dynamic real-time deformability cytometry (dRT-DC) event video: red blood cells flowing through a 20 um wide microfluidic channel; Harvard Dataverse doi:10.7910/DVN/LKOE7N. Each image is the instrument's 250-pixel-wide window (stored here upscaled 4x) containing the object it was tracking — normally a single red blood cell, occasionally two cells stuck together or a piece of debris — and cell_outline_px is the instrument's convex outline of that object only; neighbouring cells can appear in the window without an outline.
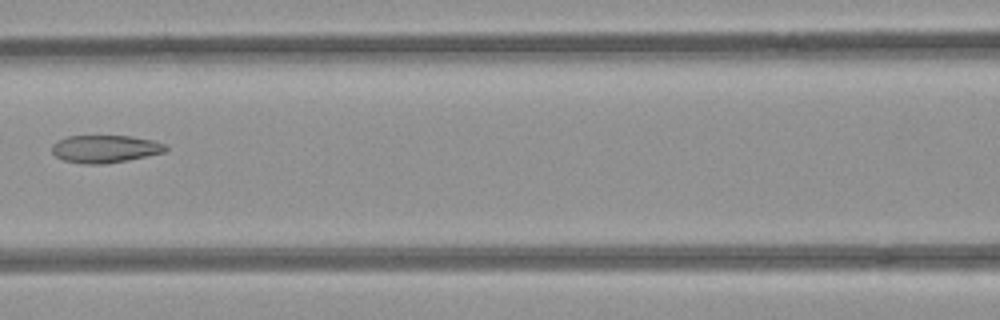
{"species": "common noctule bat (a hibernating species)", "species_latin": "Nyctalus noctula", "temperature_condition": "room temperature", "stored_images_in_passage": 5, "camera_frame_rate_fps": 3000, "um_per_image_px": 0.085, "animal": {"sex": "female", "body_mass_g": 21.9}, "frame": {"image": 1, "passage_image": 5, "time_ms": 1.333, "image_size_px": [1000, 320], "cell_outline_px": [[168, 148], [164, 152], [128, 160], [104, 164], [84, 164], [64, 160], [56, 156], [52, 152], [52, 144], [68, 136], [132, 136], [152, 140], [164, 144]], "centroid_in_image_um": [8.93, 12.66], "position_along_channel_um": 157.7, "area_um2": 18.15}}